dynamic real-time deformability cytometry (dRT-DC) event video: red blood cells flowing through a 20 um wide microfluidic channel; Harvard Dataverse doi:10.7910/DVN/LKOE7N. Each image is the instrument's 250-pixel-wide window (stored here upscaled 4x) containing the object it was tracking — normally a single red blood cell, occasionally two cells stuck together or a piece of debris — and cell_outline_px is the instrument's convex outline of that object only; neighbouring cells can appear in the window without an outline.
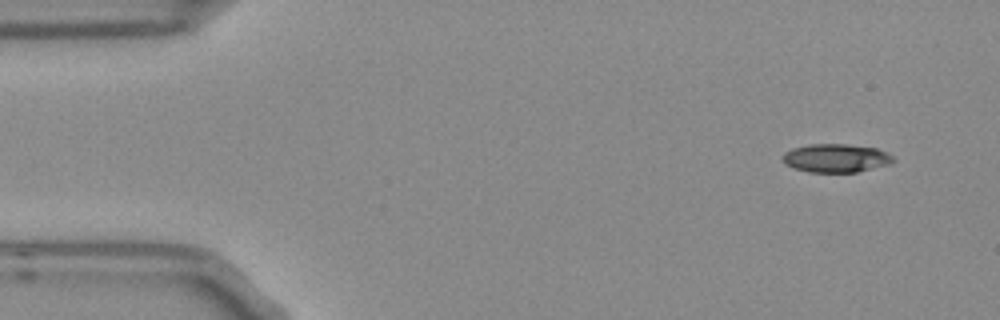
{"species": "Egyptian fruit bat (a non-hibernating species)", "species_latin": "Rousettus aegyptiacus", "temperature_condition": "room temperature", "stored_images_in_passage": 5, "camera_frame_rate_fps": 3000, "um_per_image_px": 0.085, "frame": {"image": 1, "passage_image": 1, "time_ms": 0.0, "image_size_px": [1000, 320], "cell_outline_px": [[896, 160], [892, 164], [856, 172], [808, 172], [792, 168], [784, 164], [780, 156], [784, 152], [792, 148], [808, 144], [844, 144], [876, 148], [888, 152]], "centroid_in_image_um": [71.03, 13.44], "position_along_channel_um": 14.0, "area_um2": 18.67}}
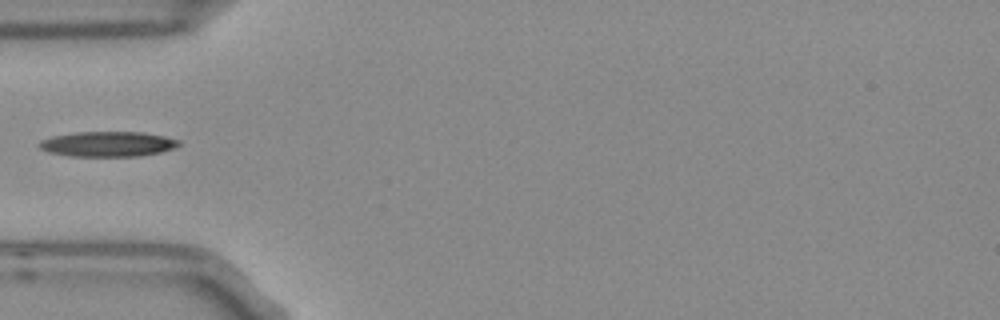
{"frame": {"image": 2, "passage_image": 4, "time_ms": 1.0, "image_size_px": [1000, 320], "cell_outline_px": [[180, 144], [172, 148], [160, 152], [136, 156], [68, 156], [48, 152], [40, 148], [36, 144], [40, 140], [52, 136], [76, 132], [144, 132], [164, 136], [180, 140]], "centroid_in_image_um": [9.11, 12.24], "position_along_channel_um": 75.9, "area_um2": 20.46}}
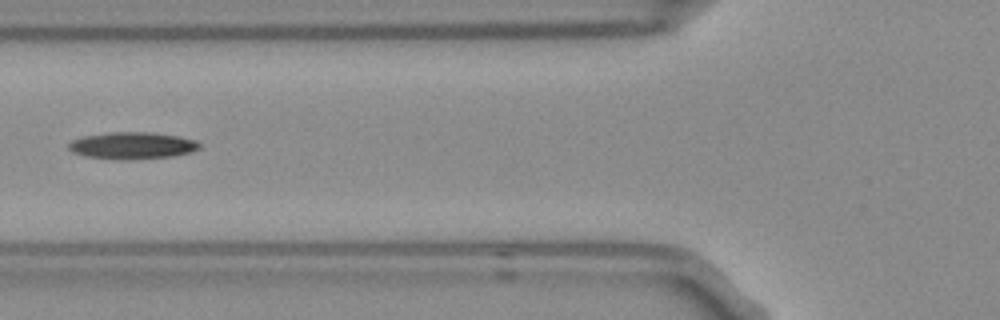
{"frame": {"image": 3, "passage_image": 5, "time_ms": 1.333, "image_size_px": [1000, 320], "cell_outline_px": [[200, 148], [192, 152], [172, 156], [128, 160], [84, 156], [72, 152], [68, 148], [68, 144], [72, 140], [84, 136], [108, 132], [148, 132], [180, 136], [196, 140], [200, 144]], "centroid_in_image_um": [11.25, 12.37], "position_along_channel_um": 114.5, "area_um2": 20.58}}